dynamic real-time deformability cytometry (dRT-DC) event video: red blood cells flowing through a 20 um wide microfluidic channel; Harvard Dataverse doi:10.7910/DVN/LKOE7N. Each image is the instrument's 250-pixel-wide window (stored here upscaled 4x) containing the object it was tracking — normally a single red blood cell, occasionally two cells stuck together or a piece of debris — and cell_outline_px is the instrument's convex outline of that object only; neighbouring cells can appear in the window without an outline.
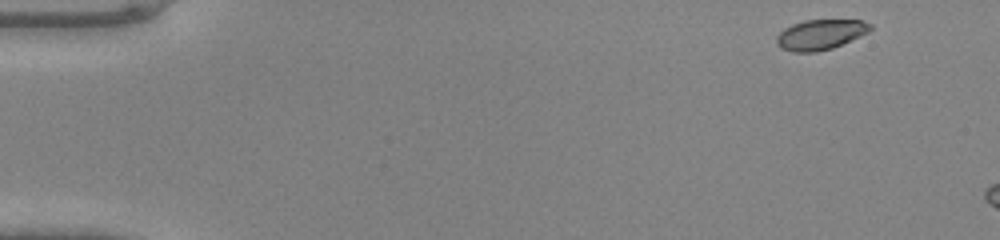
{"species": "common noctule bat (a hibernating species)", "species_latin": "Nyctalus noctula", "temperature_condition": "warm", "stored_images_in_passage": 5, "camera_frame_rate_fps": 3000, "um_per_image_px": 0.085, "animal": {"sex": "male", "body_mass_g": 20.0, "forearm_length_mm": 53.3}, "frame": {"image": 1, "passage_image": 1, "time_ms": 0.0, "image_size_px": [1000, 240], "cell_outline_px": [[872, 28], [868, 32], [860, 36], [832, 48], [816, 52], [792, 52], [780, 48], [776, 44], [776, 36], [784, 28], [792, 24], [804, 20], [860, 20], [872, 24]], "centroid_in_image_um": [69.7, 2.94], "position_along_channel_um": 15.3, "area_um2": 16.53}}